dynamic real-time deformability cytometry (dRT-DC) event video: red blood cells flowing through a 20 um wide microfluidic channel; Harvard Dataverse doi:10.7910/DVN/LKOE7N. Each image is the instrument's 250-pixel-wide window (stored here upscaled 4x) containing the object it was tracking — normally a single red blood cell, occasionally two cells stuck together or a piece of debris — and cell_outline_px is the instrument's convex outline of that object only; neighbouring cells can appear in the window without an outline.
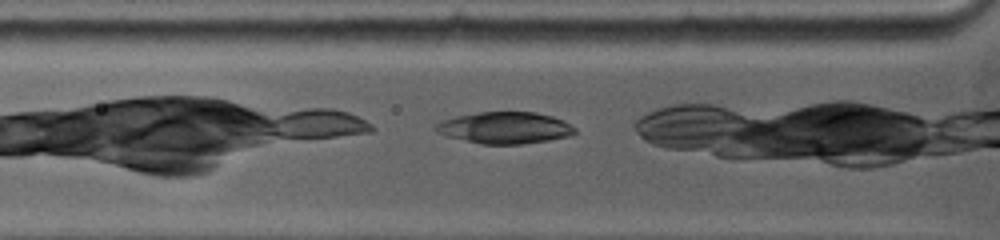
{"species": "common noctule bat (a hibernating species)", "species_latin": "Nyctalus noctula", "temperature_condition": "warm", "stored_images_in_passage": 16, "camera_frame_rate_fps": 5000, "um_per_image_px": 0.085, "animal": {"sex": "female", "body_mass_g": 19.0, "forearm_length_mm": 53.3}, "frame": {"image": 1, "passage_image": 3, "time_ms": 0.6, "image_size_px": [1000, 240], "cell_outline_px": [[576, 132], [572, 136], [548, 140], [520, 144], [480, 144], [448, 136], [436, 132], [432, 128], [440, 120], [456, 116], [480, 112], [536, 112], [552, 116], [576, 128]], "centroid_in_image_um": [42.88, 10.86], "position_along_channel_um": 82.9, "area_um2": 25.66}}
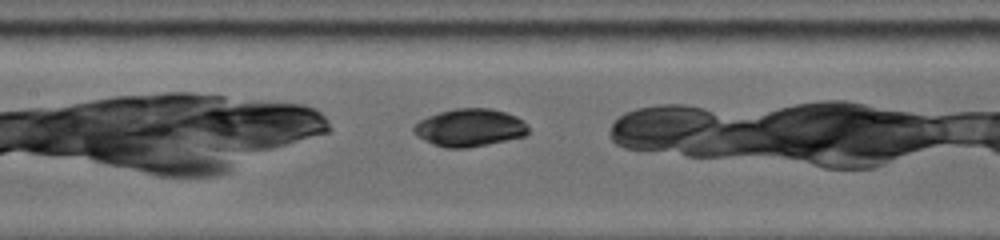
{"frame": {"image": 2, "passage_image": 10, "time_ms": 2.8, "image_size_px": [1000, 240], "cell_outline_px": [[528, 136], [468, 148], [444, 148], [432, 144], [416, 136], [412, 132], [412, 128], [420, 120], [428, 116], [440, 112], [456, 108], [492, 108], [516, 116], [524, 120], [528, 124]], "centroid_in_image_um": [39.94, 10.86], "position_along_channel_um": 167.5, "area_um2": 25.49}}
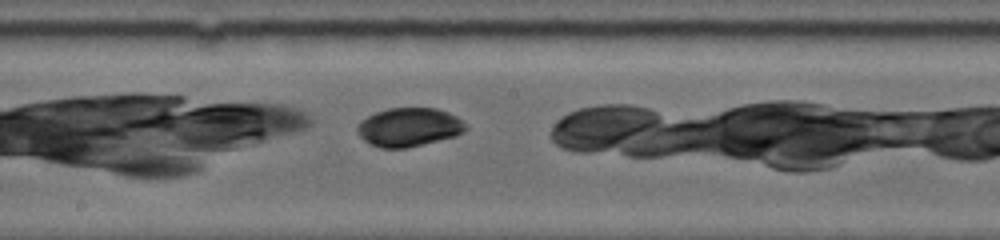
{"frame": {"image": 3, "passage_image": 14, "time_ms": 4.0, "image_size_px": [1000, 240], "cell_outline_px": [[468, 128], [464, 132], [456, 136], [408, 148], [380, 148], [368, 144], [356, 132], [356, 124], [360, 120], [376, 112], [388, 108], [436, 108], [448, 112], [456, 116]], "centroid_in_image_um": [34.72, 10.82], "position_along_channel_um": 213.5, "area_um2": 24.68}}